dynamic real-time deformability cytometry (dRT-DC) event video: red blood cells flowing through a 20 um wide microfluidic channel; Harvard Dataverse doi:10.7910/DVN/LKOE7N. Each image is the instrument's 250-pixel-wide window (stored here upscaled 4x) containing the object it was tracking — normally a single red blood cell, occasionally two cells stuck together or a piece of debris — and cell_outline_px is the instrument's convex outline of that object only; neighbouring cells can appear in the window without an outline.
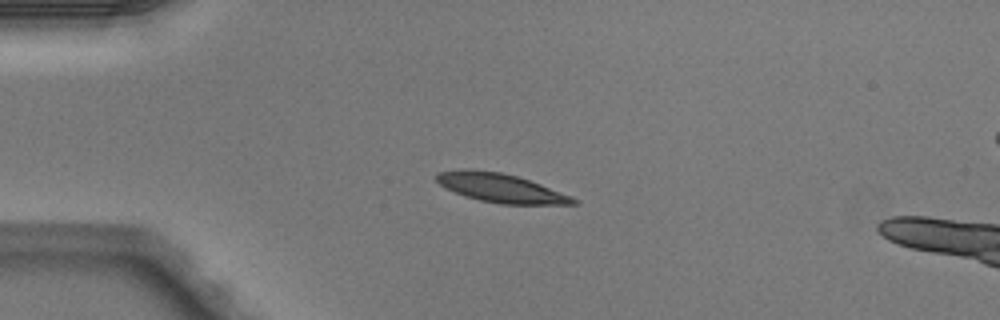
{"species": "Egyptian fruit bat (a non-hibernating species)", "species_latin": "Rousettus aegyptiacus", "temperature_condition": "warm", "stored_images_in_passage": 5, "camera_frame_rate_fps": 3000, "um_per_image_px": 0.085, "animal": {"sex": "male"}, "frame": {"image": 1, "passage_image": 4, "time_ms": 1.0, "image_size_px": [1000, 320], "cell_outline_px": [[580, 204], [500, 204], [480, 200], [464, 196], [440, 184], [436, 180], [436, 172], [464, 168], [500, 172], [516, 176], [540, 184], [572, 196], [580, 200]], "centroid_in_image_um": [42.58, 15.97], "position_along_channel_um": 42.4, "area_um2": 22.89}}